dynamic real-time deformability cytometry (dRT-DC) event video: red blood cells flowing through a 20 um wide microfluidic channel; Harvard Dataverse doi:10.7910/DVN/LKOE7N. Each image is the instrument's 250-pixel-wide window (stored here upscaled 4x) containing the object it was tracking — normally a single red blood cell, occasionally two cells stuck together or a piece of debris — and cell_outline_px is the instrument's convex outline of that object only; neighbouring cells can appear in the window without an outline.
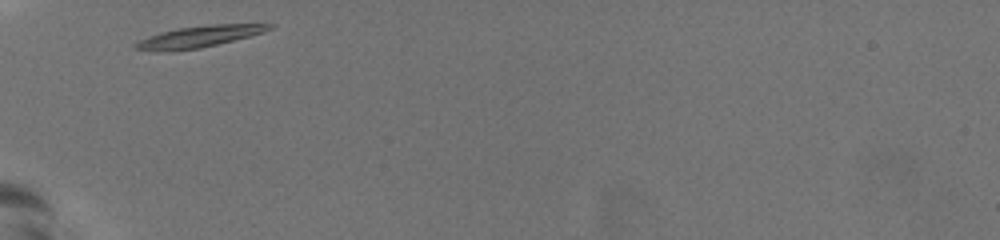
{"species": "common noctule bat (a hibernating species)", "species_latin": "Nyctalus noctula", "temperature_condition": "warm", "stored_images_in_passage": 27, "camera_frame_rate_fps": 3000, "um_per_image_px": 0.085, "animal": {"sex": "female", "body_mass_g": 19.5, "forearm_length_mm": 54.1}, "frame": {"image": 1, "passage_image": 1, "time_ms": 0.0, "image_size_px": [1000, 240], "cell_outline_px": [[272, 28], [248, 36], [200, 48], [136, 48], [132, 44], [148, 36], [160, 32], [176, 28], [204, 24], [272, 24]], "centroid_in_image_um": [16.99, 3.04], "position_along_channel_um": 68.0, "area_um2": 15.55}}
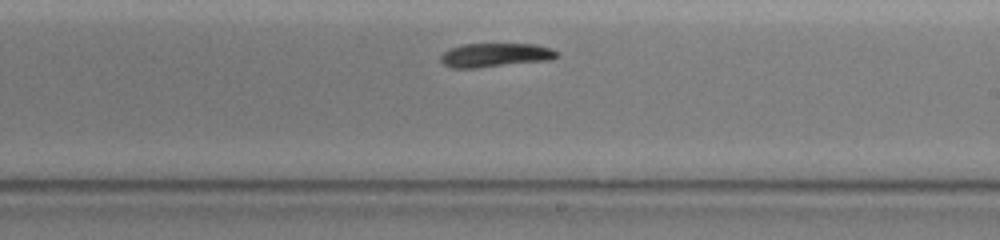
{"frame": {"image": 2, "passage_image": 16, "time_ms": 5.0, "image_size_px": [1000, 240], "cell_outline_px": [[560, 56], [548, 60], [476, 68], [452, 68], [444, 64], [440, 60], [440, 56], [444, 52], [460, 44], [536, 44], [552, 48], [560, 52]], "centroid_in_image_um": [42.13, 4.67], "position_along_channel_um": 246.9, "area_um2": 16.24}}
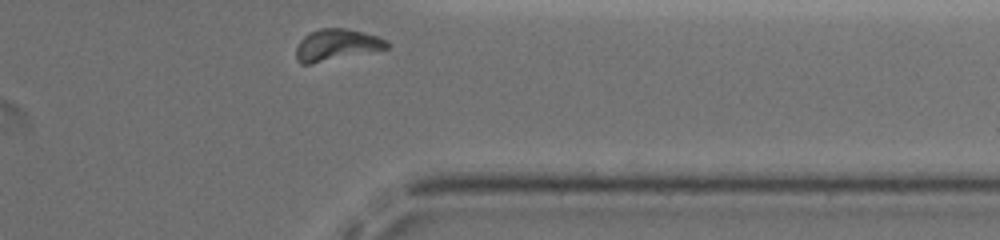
{"frame": {"image": 3, "passage_image": 27, "time_ms": 8.667, "image_size_px": [1000, 240], "cell_outline_px": [[388, 48], [312, 64], [300, 64], [296, 60], [296, 48], [300, 40], [304, 36], [320, 28], [348, 28], [364, 32], [388, 40]], "centroid_in_image_um": [28.59, 3.82], "position_along_channel_um": 382.8, "area_um2": 16.65}, "authors_computed_cell_mechanics": {"area_um2": 16.5308, "velocity_mm_per_s": 3.7368, "shape_relaxation_time_tau1_ms": 3.66, "shape_relaxation_time_tau2_ms": null, "deformation_change_tau1": 0.1484, "deformation_change_tau2": null}}